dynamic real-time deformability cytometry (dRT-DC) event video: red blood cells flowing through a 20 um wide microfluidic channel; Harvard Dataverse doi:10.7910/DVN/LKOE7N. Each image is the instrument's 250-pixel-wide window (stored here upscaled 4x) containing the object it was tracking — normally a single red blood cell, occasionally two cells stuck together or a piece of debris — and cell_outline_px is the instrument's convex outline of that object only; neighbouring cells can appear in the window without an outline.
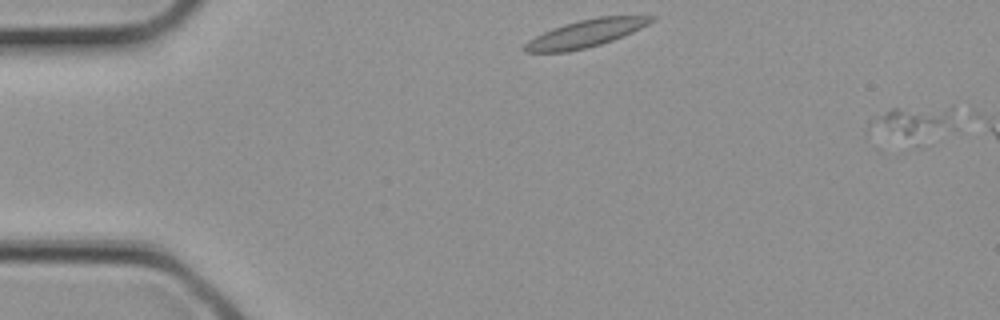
{"species": "common noctule bat (a hibernating species)", "species_latin": "Nyctalus noctula", "temperature_condition": "cold", "stored_images_in_passage": 2, "camera_frame_rate_fps": 3000, "um_per_image_px": 0.085, "animal": {"sex": "female", "body_mass_g": 21.9}, "frame": {"image": 1, "passage_image": 1, "time_ms": 0.0, "image_size_px": [1000, 320], "cell_outline_px": [[656, 20], [624, 36], [600, 44], [568, 52], [524, 52], [524, 44], [528, 40], [552, 28], [564, 24], [596, 16], [656, 16]], "centroid_in_image_um": [49.79, 2.83], "position_along_channel_um": 35.2, "area_um2": 20.11}}